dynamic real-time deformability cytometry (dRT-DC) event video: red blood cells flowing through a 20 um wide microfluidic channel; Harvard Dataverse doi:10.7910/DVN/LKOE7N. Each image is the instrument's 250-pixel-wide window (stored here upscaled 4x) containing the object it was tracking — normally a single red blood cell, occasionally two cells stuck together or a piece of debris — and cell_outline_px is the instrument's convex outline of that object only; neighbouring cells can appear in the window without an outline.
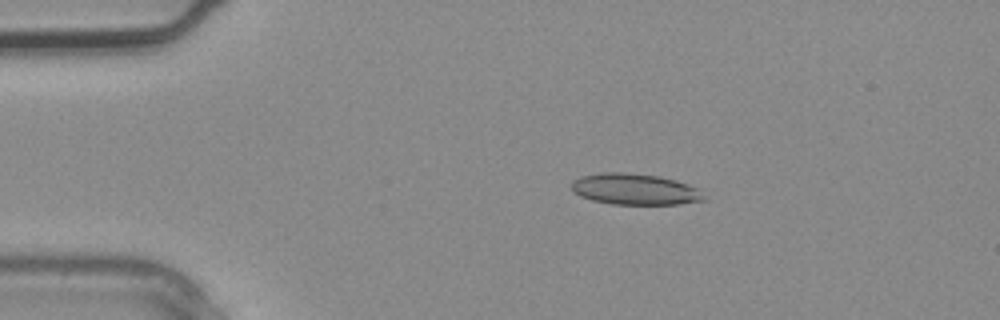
{"species": "common noctule bat (a hibernating species)", "species_latin": "Nyctalus noctula", "temperature_condition": "warm", "stored_images_in_passage": 3, "camera_frame_rate_fps": 3000, "um_per_image_px": 0.085, "animal": {"sex": "male", "body_mass_g": 20.4}, "frame": {"image": 1, "passage_image": 2, "time_ms": 0.333, "image_size_px": [1000, 320], "cell_outline_px": [[708, 200], [680, 204], [612, 204], [592, 200], [580, 196], [572, 188], [572, 180], [580, 176], [600, 172], [624, 172], [660, 176], [676, 180], [688, 184], [696, 188]], "centroid_in_image_um": [53.96, 16.08], "position_along_channel_um": 31.0, "area_um2": 24.1}}